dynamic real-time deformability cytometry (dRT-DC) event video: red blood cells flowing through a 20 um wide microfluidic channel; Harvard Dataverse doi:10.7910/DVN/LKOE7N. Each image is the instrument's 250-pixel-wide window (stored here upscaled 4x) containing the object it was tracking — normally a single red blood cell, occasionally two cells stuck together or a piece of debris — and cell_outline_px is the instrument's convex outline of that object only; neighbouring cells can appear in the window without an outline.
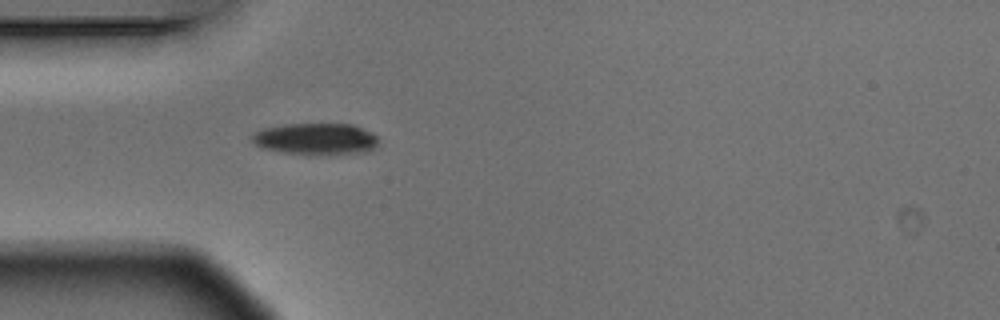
{"species": "Egyptian fruit bat (a non-hibernating species)", "species_latin": "Rousettus aegyptiacus", "temperature_condition": "warm", "stored_images_in_passage": 4, "camera_frame_rate_fps": 3000, "um_per_image_px": 0.085, "animal": {"sex": "male"}, "frame": {"image": 1, "passage_image": 4, "time_ms": 1.0, "image_size_px": [1000, 320], "cell_outline_px": [[376, 148], [364, 152], [284, 152], [260, 148], [252, 140], [252, 136], [256, 132], [264, 128], [284, 124], [352, 124], [372, 132], [376, 136]], "centroid_in_image_um": [26.82, 11.76], "position_along_channel_um": 58.2, "area_um2": 22.31}}